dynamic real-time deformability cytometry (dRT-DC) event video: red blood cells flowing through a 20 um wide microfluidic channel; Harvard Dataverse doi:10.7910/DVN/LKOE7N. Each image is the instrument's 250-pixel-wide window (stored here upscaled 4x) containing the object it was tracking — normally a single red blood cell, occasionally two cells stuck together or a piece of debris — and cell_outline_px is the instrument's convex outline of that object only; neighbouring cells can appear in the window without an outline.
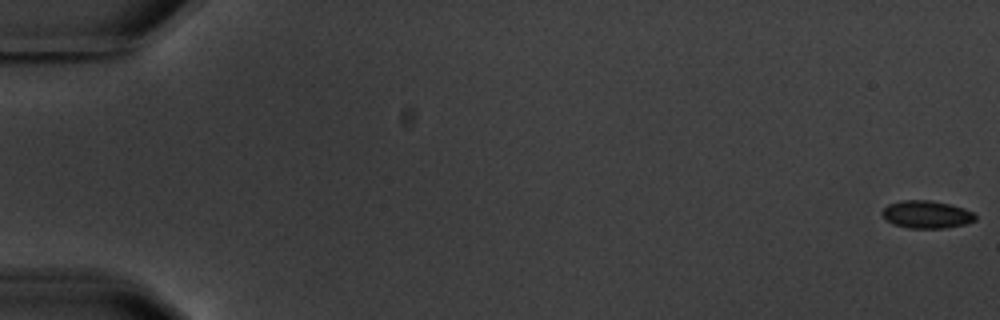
{"species": "common noctule bat (a hibernating species)", "species_latin": "Nyctalus noctula", "temperature_condition": "warm", "stored_images_in_passage": 5, "camera_frame_rate_fps": 3000, "um_per_image_px": 0.085, "animal": {"sex": "male", "body_mass_g": 20.1, "forearm_length_mm": 53.5}, "frame": {"image": 1, "passage_image": 1, "time_ms": 0.0, "image_size_px": [1000, 320], "cell_outline_px": [[976, 220], [968, 224], [944, 228], [908, 228], [892, 224], [880, 212], [888, 204], [904, 200], [928, 200], [948, 204], [964, 208], [972, 212], [976, 216]], "centroid_in_image_um": [78.77, 18.24], "position_along_channel_um": 6.2, "area_um2": 14.97}}
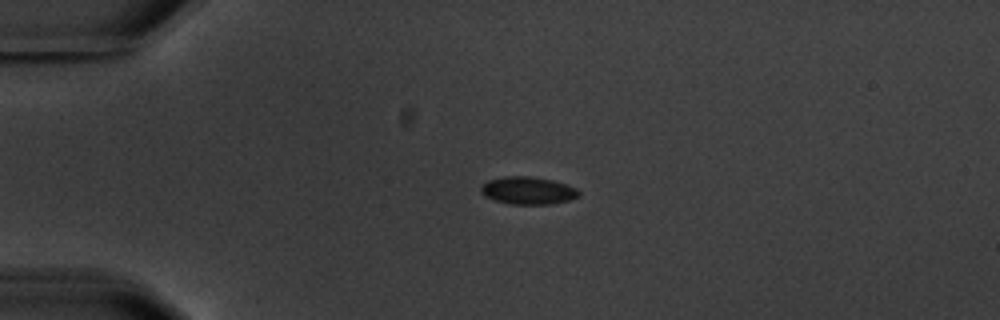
{"frame": {"image": 2, "passage_image": 4, "time_ms": 4.667, "image_size_px": [1000, 320], "cell_outline_px": [[580, 196], [568, 200], [552, 204], [512, 204], [496, 200], [484, 196], [480, 192], [480, 188], [488, 180], [504, 176], [528, 176], [552, 180], [576, 188], [580, 192]], "centroid_in_image_um": [44.87, 16.19], "position_along_channel_um": 40.1, "area_um2": 15.61}}